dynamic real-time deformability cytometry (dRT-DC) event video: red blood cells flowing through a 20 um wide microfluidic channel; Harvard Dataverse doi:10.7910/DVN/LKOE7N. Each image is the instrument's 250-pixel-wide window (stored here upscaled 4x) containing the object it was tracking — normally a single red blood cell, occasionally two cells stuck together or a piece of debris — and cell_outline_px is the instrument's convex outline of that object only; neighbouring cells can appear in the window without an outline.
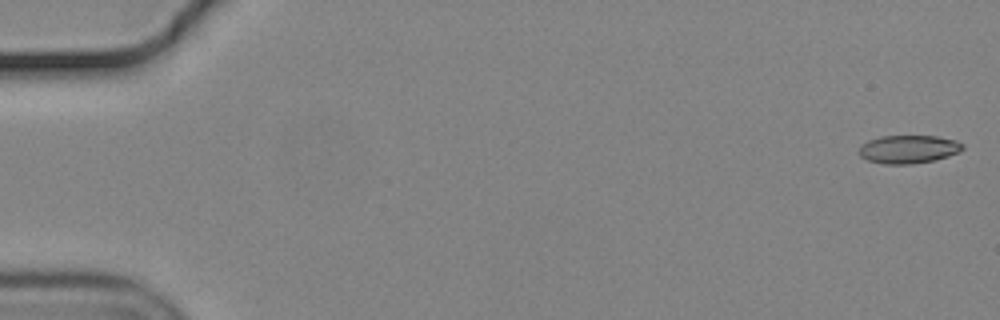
{"species": "common noctule bat (a hibernating species)", "species_latin": "Nyctalus noctula", "temperature_condition": "cold", "stored_images_in_passage": 57, "camera_frame_rate_fps": 3000, "um_per_image_px": 0.085, "animal": {"sex": "male", "body_mass_g": 19.2, "forearm_length_mm": 51.8}, "frame": {"image": 1, "passage_image": 2, "time_ms": 0.333, "image_size_px": [1000, 320], "cell_outline_px": [[964, 148], [960, 152], [948, 156], [932, 160], [908, 164], [884, 164], [868, 160], [860, 156], [860, 148], [868, 140], [880, 136], [936, 136], [956, 140], [964, 144]], "centroid_in_image_um": [77.25, 12.67], "position_along_channel_um": 7.8, "area_um2": 16.88}}
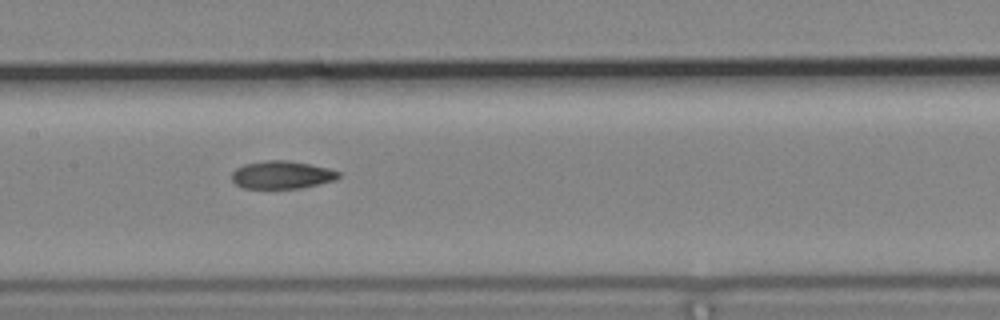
{"frame": {"image": 2, "passage_image": 29, "time_ms": 9.333, "image_size_px": [1000, 320], "cell_outline_px": [[340, 176], [336, 180], [300, 188], [244, 188], [236, 184], [232, 180], [232, 172], [236, 168], [244, 164], [264, 160], [284, 160], [308, 164], [328, 168], [340, 172]], "centroid_in_image_um": [23.94, 14.86], "position_along_channel_um": 183.5, "area_um2": 17.22}}
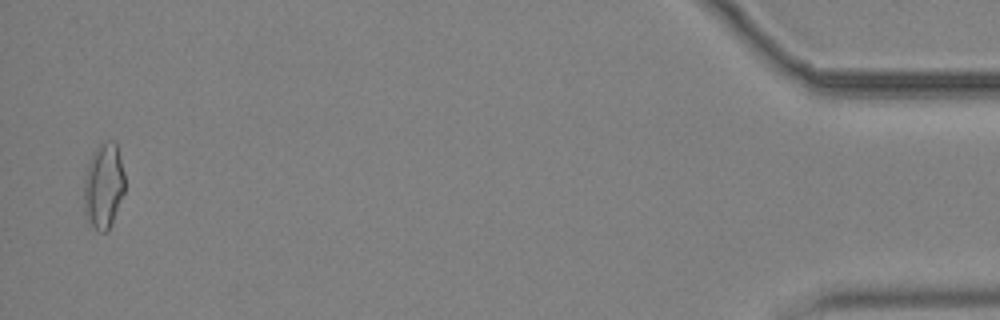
{"frame": {"image": 3, "passage_image": 56, "time_ms": 18.333, "image_size_px": [1000, 320], "cell_outline_px": [[124, 192], [108, 232], [100, 232], [92, 228], [84, 212], [84, 176], [88, 160], [92, 152], [100, 144], [112, 140], [116, 140], [124, 172]], "centroid_in_image_um": [8.79, 15.79], "position_along_channel_um": 426.4, "area_um2": 20.63}, "authors_computed_cell_mechanics": {"area_um2": 17.3978, "velocity_mm_per_s": 3.6828, "shape_relaxation_time_tau1_ms": null, "shape_relaxation_time_tau2_ms": 3.3203, "deformation_change_tau1": null, "deformation_change_tau2": 0.1023}}